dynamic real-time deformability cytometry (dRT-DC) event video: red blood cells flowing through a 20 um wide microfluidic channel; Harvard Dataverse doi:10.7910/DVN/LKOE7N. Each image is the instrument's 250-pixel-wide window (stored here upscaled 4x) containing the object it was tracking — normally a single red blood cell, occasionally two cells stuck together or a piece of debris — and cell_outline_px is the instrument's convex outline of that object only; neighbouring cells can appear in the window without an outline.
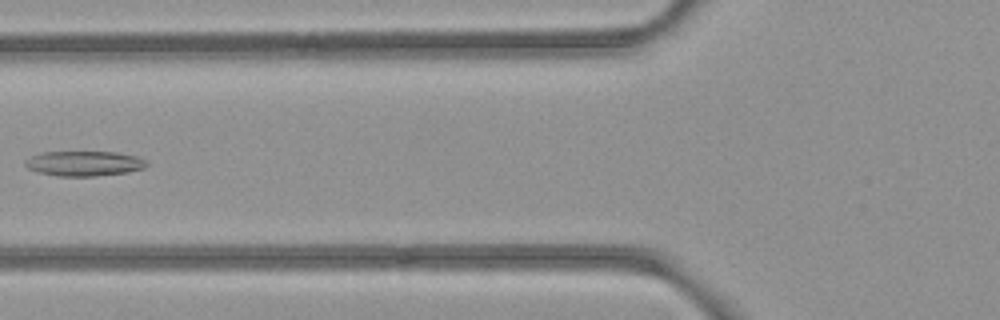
{"species": "common noctule bat (a hibernating species)", "species_latin": "Nyctalus noctula", "temperature_condition": "room temperature", "stored_images_in_passage": 4, "camera_frame_rate_fps": 3000, "um_per_image_px": 0.085, "animal": {"sex": "female", "body_mass_g": 21.9}, "frame": {"image": 1, "passage_image": 4, "time_ms": 1.0, "image_size_px": [1000, 320], "cell_outline_px": [[148, 164], [144, 168], [128, 172], [96, 176], [56, 176], [36, 172], [28, 168], [24, 164], [24, 160], [40, 152], [116, 152], [136, 156], [148, 160]], "centroid_in_image_um": [7.15, 13.9], "position_along_channel_um": 118.7, "area_um2": 17.86}}